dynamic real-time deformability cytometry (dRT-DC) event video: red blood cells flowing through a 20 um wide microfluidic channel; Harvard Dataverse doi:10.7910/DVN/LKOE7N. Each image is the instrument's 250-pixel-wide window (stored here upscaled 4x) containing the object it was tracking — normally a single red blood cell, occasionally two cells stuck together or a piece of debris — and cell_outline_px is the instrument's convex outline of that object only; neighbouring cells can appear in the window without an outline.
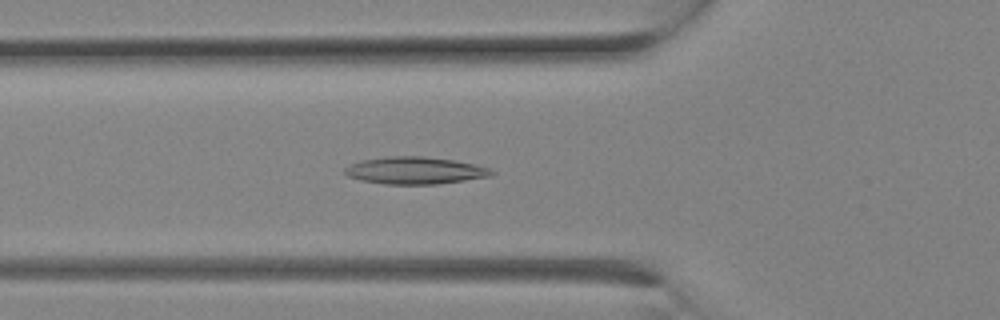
{"species": "Egyptian fruit bat (a non-hibernating species)", "species_latin": "Rousettus aegyptiacus", "temperature_condition": "room temperature", "stored_images_in_passage": 26, "segment_of_instrument_passage": [1, 2], "camera_frame_rate_fps": 3000, "um_per_image_px": 0.085, "animal": {"sex": "female"}, "frame": {"image": 1, "passage_image": 9, "time_ms": 2.667, "image_size_px": [1000, 320], "cell_outline_px": [[496, 172], [492, 176], [436, 184], [384, 184], [360, 180], [348, 176], [344, 172], [344, 168], [348, 164], [360, 160], [388, 156], [424, 156], [452, 160], [472, 164], [488, 168]], "centroid_in_image_um": [35.22, 14.49], "position_along_channel_um": 90.6, "area_um2": 23.24}}
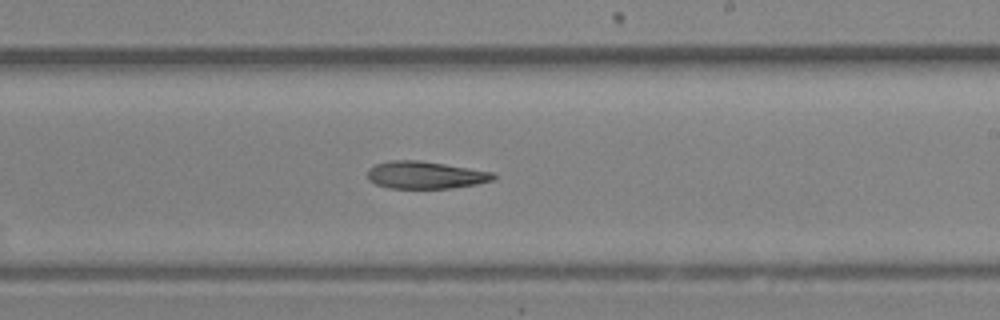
{"frame": {"image": 2, "passage_image": 15, "time_ms": 4.667, "image_size_px": [1000, 320], "cell_outline_px": [[496, 180], [476, 184], [452, 188], [388, 188], [376, 184], [368, 180], [368, 168], [376, 164], [388, 160], [420, 160], [496, 172]], "centroid_in_image_um": [36.19, 14.87], "position_along_channel_um": 252.8, "area_um2": 20.35}}
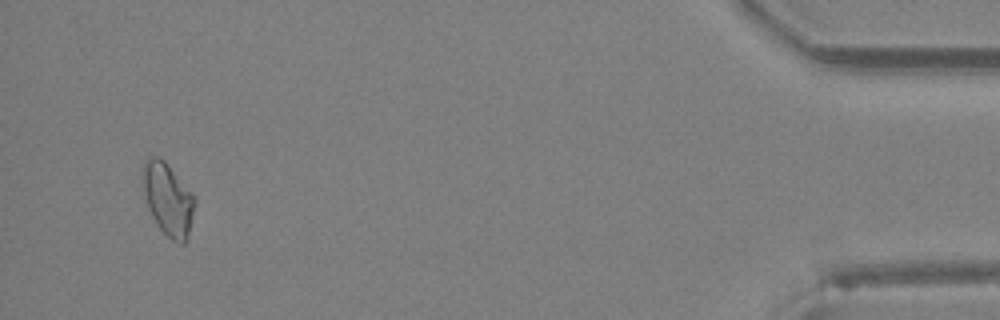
{"frame": {"image": 3, "passage_image": 24, "time_ms": 7.667, "image_size_px": [1000, 320], "cell_outline_px": [[196, 204], [188, 240], [184, 244], [180, 244], [172, 240], [160, 228], [152, 216], [148, 208], [144, 196], [140, 172], [144, 160], [152, 156], [160, 156], [168, 164], [196, 196]], "centroid_in_image_um": [14.28, 16.9], "position_along_channel_um": 420.9, "area_um2": 22.66}}